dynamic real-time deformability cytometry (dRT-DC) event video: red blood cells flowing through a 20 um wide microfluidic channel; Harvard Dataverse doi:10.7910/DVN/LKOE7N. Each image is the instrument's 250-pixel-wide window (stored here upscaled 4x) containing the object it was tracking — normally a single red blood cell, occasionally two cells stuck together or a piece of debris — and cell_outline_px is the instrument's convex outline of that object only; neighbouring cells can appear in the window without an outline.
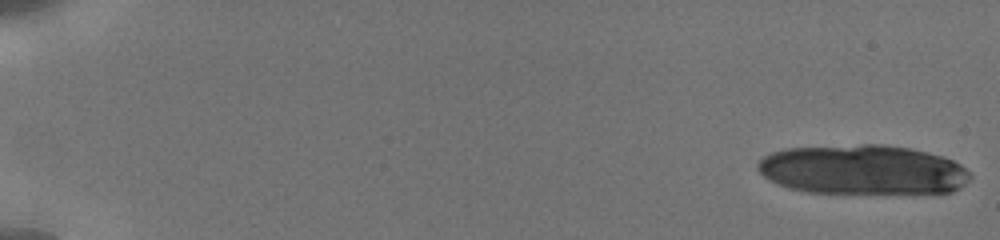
{"species": "human", "species_latin": "Homo sapiens", "temperature_condition": "cold", "stored_images_in_passage": 28, "camera_frame_rate_fps": 3000, "um_per_image_px": 0.085, "donor": {"sex": "male"}, "frame": {"image": 1, "passage_image": 1, "time_ms": 0.0, "image_size_px": [1000, 240], "cell_outline_px": [[972, 176], [960, 188], [952, 192], [912, 196], [808, 192], [788, 188], [776, 184], [768, 180], [756, 168], [756, 164], [764, 156], [772, 152], [784, 148], [864, 144], [884, 144], [908, 148], [940, 156], [952, 160], [960, 164]], "centroid_in_image_um": [73.35, 14.48], "position_along_channel_um": 11.6, "area_um2": 63.18}}